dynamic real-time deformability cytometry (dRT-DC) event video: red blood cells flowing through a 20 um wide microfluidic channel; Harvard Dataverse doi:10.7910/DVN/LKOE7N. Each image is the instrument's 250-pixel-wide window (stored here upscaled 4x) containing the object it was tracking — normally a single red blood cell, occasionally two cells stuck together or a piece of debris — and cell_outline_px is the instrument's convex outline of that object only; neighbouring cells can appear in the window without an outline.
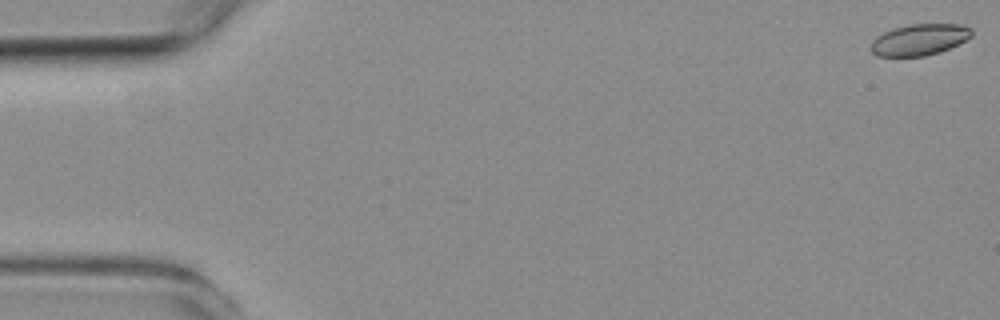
{"species": "common noctule bat (a hibernating species)", "species_latin": "Nyctalus noctula", "temperature_condition": "room temperature", "stored_images_in_passage": 7, "camera_frame_rate_fps": 3000, "um_per_image_px": 0.085, "animal": {"sex": "female", "body_mass_g": 19.3, "forearm_length_mm": 54.1}, "frame": {"image": 1, "passage_image": 1, "time_ms": 0.0, "image_size_px": [1000, 320], "cell_outline_px": [[972, 36], [940, 52], [924, 56], [876, 56], [868, 48], [872, 40], [876, 36], [884, 32], [896, 28], [912, 24], [960, 24], [972, 28]], "centroid_in_image_um": [78.11, 3.37], "position_along_channel_um": 6.9, "area_um2": 18.32}}
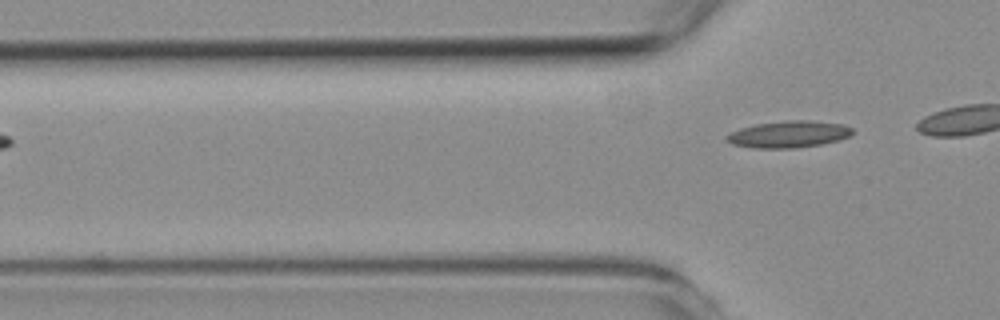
{"frame": {"image": 2, "passage_image": 7, "time_ms": 7.0, "image_size_px": [1000, 320], "cell_outline_px": [[856, 132], [840, 140], [820, 144], [796, 148], [752, 148], [732, 144], [724, 140], [724, 136], [740, 128], [756, 124], [784, 120], [808, 120], [844, 124], [852, 128]], "centroid_in_image_um": [67.03, 11.41], "position_along_channel_um": 58.8, "area_um2": 19.83}}